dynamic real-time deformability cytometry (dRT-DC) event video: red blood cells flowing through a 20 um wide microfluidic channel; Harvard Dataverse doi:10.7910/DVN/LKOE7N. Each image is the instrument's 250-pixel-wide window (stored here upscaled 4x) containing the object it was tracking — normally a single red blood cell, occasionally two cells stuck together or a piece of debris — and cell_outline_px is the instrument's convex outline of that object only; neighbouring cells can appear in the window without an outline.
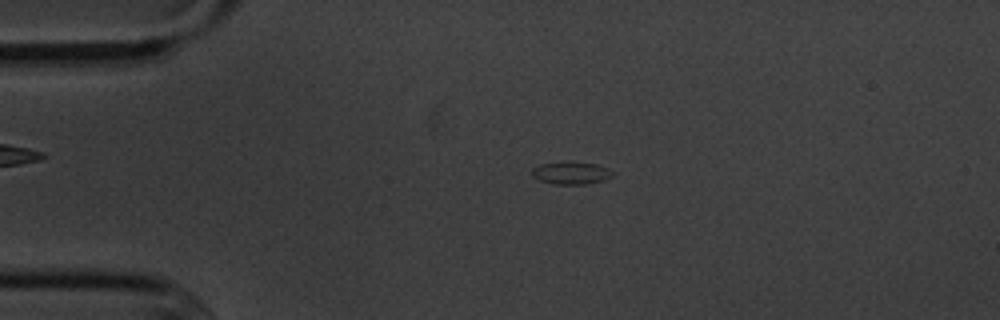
{"species": "common noctule bat (a hibernating species)", "species_latin": "Nyctalus noctula", "temperature_condition": "cold", "stored_images_in_passage": 3, "camera_frame_rate_fps": 3000, "um_per_image_px": 0.085, "animal": {"sex": "male", "body_mass_g": 20.1, "forearm_length_mm": 53.5}, "frame": {"image": 1, "passage_image": 2, "time_ms": 1.0, "image_size_px": [1000, 320], "cell_outline_px": [[612, 176], [604, 180], [584, 184], [552, 184], [540, 180], [532, 176], [532, 168], [540, 164], [568, 160], [596, 164], [608, 168], [612, 172]], "centroid_in_image_um": [48.51, 14.68], "position_along_channel_um": 36.5, "area_um2": 10.75}}